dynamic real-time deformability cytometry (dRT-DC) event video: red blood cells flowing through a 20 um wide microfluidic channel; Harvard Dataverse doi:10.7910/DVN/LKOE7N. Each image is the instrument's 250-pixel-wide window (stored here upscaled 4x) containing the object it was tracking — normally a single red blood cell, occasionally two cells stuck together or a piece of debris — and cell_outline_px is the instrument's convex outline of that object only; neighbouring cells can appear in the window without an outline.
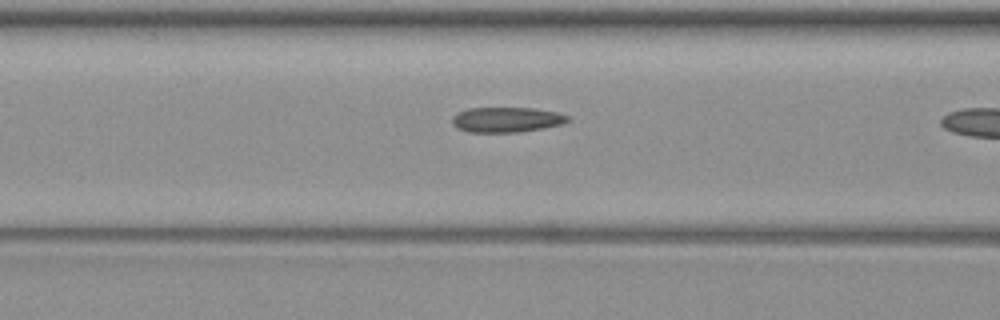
{"species": "common noctule bat (a hibernating species)", "species_latin": "Nyctalus noctula", "temperature_condition": "warm", "stored_images_in_passage": 4, "camera_frame_rate_fps": 3000, "um_per_image_px": 0.085, "animal": {"sex": "female", "body_mass_g": 19.3, "forearm_length_mm": 54.1}, "frame": {"image": 1, "passage_image": 3, "time_ms": 3.0, "image_size_px": [1000, 320], "cell_outline_px": [[568, 120], [560, 124], [544, 128], [520, 132], [468, 132], [456, 128], [452, 124], [452, 116], [468, 108], [536, 108], [560, 112], [568, 116]], "centroid_in_image_um": [43.05, 10.17], "position_along_channel_um": 123.6, "area_um2": 16.99}}